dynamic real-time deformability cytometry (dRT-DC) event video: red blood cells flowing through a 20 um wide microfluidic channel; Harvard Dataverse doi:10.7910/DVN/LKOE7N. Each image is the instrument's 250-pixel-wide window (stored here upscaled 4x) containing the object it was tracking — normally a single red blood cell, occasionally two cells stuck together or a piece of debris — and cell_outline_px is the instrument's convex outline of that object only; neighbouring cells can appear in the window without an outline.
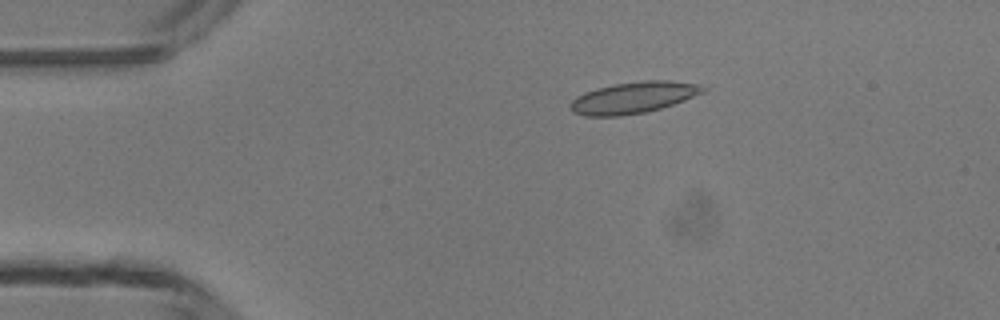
{"species": "common noctule bat (a hibernating species)", "species_latin": "Nyctalus noctula", "temperature_condition": "room temperature", "stored_images_in_passage": 2, "camera_frame_rate_fps": 3000, "um_per_image_px": 0.085, "animal": {"sex": "male", "body_mass_g": 13.3}, "frame": {"image": 1, "passage_image": 1, "time_ms": 0.0, "image_size_px": [1000, 320], "cell_outline_px": [[708, 88], [704, 92], [684, 100], [660, 108], [644, 112], [620, 116], [584, 116], [572, 112], [568, 104], [576, 96], [584, 92], [596, 88], [612, 84], [644, 80], [672, 80], [700, 84]], "centroid_in_image_um": [53.82, 8.28], "position_along_channel_um": 31.2, "area_um2": 24.51}}